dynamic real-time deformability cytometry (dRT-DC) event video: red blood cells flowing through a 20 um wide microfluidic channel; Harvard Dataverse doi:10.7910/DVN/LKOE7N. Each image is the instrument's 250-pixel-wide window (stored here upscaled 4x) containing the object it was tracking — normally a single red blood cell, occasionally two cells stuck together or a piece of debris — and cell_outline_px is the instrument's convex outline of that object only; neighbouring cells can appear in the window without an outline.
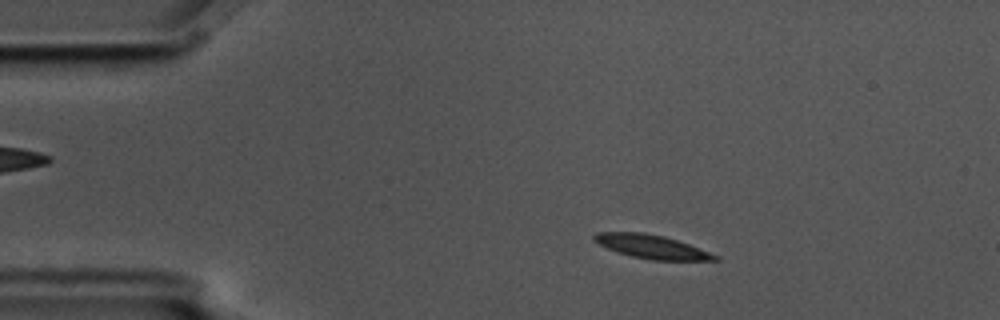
{"species": "common noctule bat (a hibernating species)", "species_latin": "Nyctalus noctula", "temperature_condition": "cold", "stored_images_in_passage": 13, "camera_frame_rate_fps": 3000, "um_per_image_px": 0.085, "animal": {"sex": "male", "body_mass_g": 17.5, "forearm_length_mm": 52.3}, "frame": {"image": 1, "passage_image": 1, "time_ms": 0.0, "image_size_px": [1000, 320], "cell_outline_px": [[720, 260], [652, 260], [632, 256], [616, 252], [592, 240], [592, 236], [596, 232], [644, 232], [664, 236], [688, 244], [720, 256]], "centroid_in_image_um": [55.37, 20.96], "position_along_channel_um": 29.6, "area_um2": 16.59}}
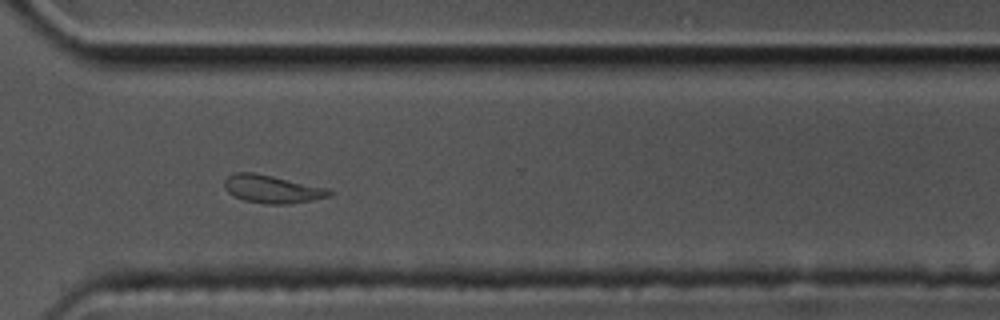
{"frame": {"image": 2, "passage_image": 10, "time_ms": 3.0, "image_size_px": [1000, 320], "cell_outline_px": [[332, 192], [328, 196], [312, 200], [288, 204], [264, 204], [244, 200], [228, 192], [224, 188], [224, 180], [228, 176], [236, 172], [252, 172], [272, 176], [328, 188]], "centroid_in_image_um": [23.1, 16.07], "position_along_channel_um": 347.5, "area_um2": 16.88}}
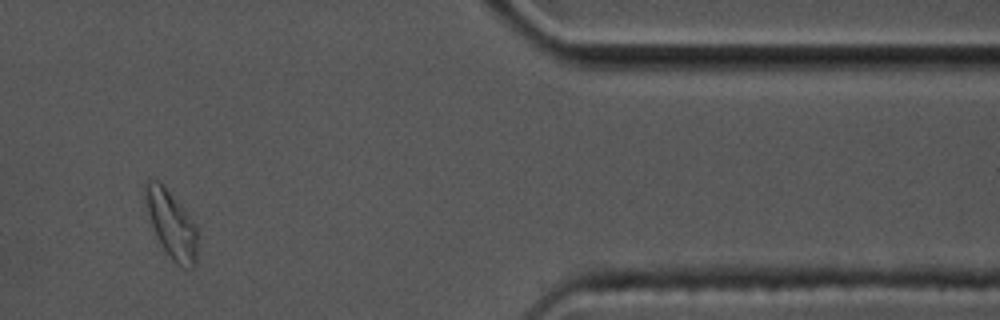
{"frame": {"image": 3, "passage_image": 11, "time_ms": 3.333, "image_size_px": [1000, 320], "cell_outline_px": [[196, 264], [192, 268], [184, 268], [176, 264], [172, 260], [156, 236], [148, 220], [144, 200], [144, 184], [148, 176], [152, 176], [164, 184], [184, 208], [192, 220], [196, 228]], "centroid_in_image_um": [14.5, 18.98], "position_along_channel_um": 396.9, "area_um2": 20.98}}